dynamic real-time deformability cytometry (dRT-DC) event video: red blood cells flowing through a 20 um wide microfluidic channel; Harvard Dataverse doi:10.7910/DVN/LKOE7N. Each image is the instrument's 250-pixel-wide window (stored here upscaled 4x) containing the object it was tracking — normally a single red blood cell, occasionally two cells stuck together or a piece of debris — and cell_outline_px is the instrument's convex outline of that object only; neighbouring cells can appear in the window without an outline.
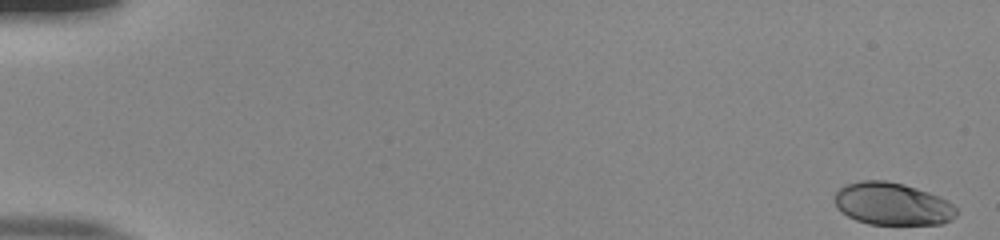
{"species": "human", "species_latin": "Homo sapiens", "temperature_condition": "room temperature", "stored_images_in_passage": 54, "camera_frame_rate_fps": 3000, "um_per_image_px": 0.085, "donor": {"sex": "male"}, "frame": {"image": 1, "passage_image": 1, "time_ms": 0.0, "image_size_px": [1000, 240], "cell_outline_px": [[956, 216], [952, 220], [940, 224], [868, 224], [856, 220], [848, 216], [836, 208], [832, 196], [844, 184], [860, 180], [884, 180], [904, 184], [928, 192], [948, 200], [956, 208]], "centroid_in_image_um": [75.81, 17.32], "position_along_channel_um": 9.2, "area_um2": 30.4}}
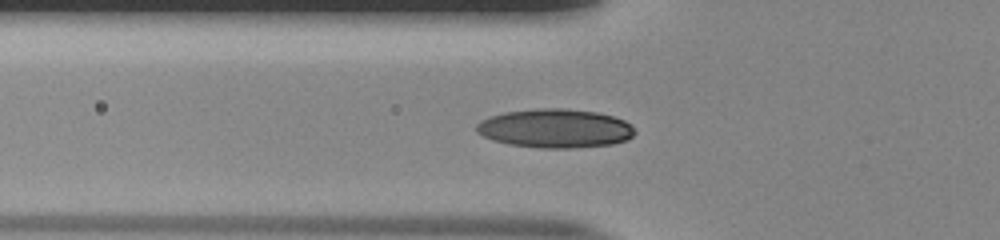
{"frame": {"image": 2, "passage_image": 20, "time_ms": 6.333, "image_size_px": [1000, 240], "cell_outline_px": [[636, 132], [628, 140], [612, 144], [572, 148], [540, 148], [508, 144], [492, 140], [476, 132], [476, 124], [480, 120], [504, 112], [536, 108], [564, 108], [596, 112], [612, 116], [624, 120], [632, 124]], "centroid_in_image_um": [47.19, 10.91], "position_along_channel_um": 78.6, "area_um2": 36.07}}
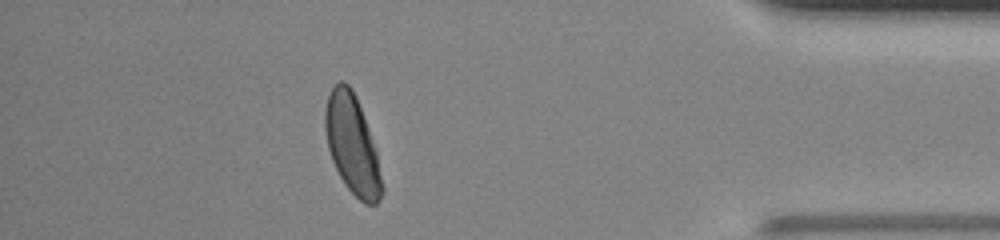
{"frame": {"image": 3, "passage_image": 48, "time_ms": 15.667, "image_size_px": [1000, 240], "cell_outline_px": [[384, 192], [380, 200], [376, 204], [364, 204], [344, 184], [332, 160], [328, 148], [324, 128], [324, 108], [328, 96], [332, 88], [340, 80], [344, 80], [352, 88], [356, 96], [368, 128], [376, 152], [384, 188]], "centroid_in_image_um": [29.93, 12.3], "position_along_channel_um": 405.3, "area_um2": 32.66}, "authors_computed_cell_mechanics": {"area_um2": 32.9749, "velocity_mm_per_s": 3.8888, "shape_relaxation_time_tau1_ms": 3.4309, "shape_relaxation_time_tau2_ms": null, "deformation_change_tau1": 0.1683, "deformation_change_tau2": null}}